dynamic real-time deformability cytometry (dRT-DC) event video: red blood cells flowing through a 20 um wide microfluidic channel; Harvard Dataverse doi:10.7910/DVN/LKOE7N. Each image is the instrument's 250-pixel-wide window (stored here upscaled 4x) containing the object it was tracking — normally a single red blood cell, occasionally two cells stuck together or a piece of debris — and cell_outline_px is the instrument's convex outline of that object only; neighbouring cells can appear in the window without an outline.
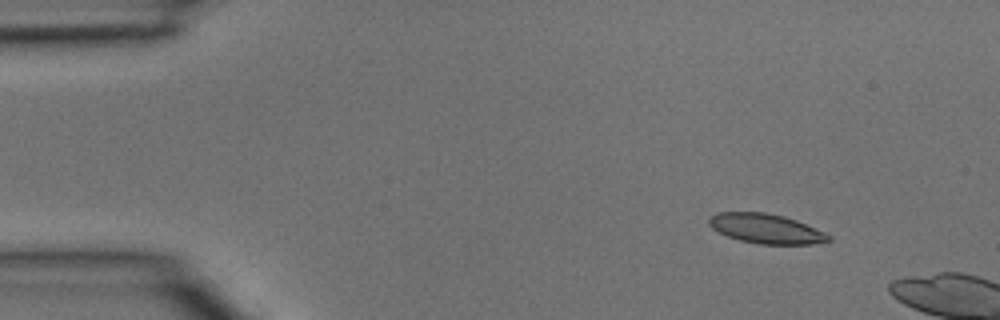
{"species": "common noctule bat (a hibernating species)", "species_latin": "Nyctalus noctula", "temperature_condition": "room temperature", "stored_images_in_passage": 6, "camera_frame_rate_fps": 3000, "um_per_image_px": 0.085, "animal": {"sex": "male", "body_mass_g": 15.6}, "frame": {"image": 1, "passage_image": 1, "time_ms": 0.0, "image_size_px": [1000, 320], "cell_outline_px": [[832, 240], [812, 244], [760, 244], [740, 240], [728, 236], [712, 228], [708, 224], [708, 216], [716, 212], [764, 212], [784, 216], [796, 220], [824, 232], [832, 236]], "centroid_in_image_um": [65.09, 19.42], "position_along_channel_um": 19.9, "area_um2": 20.63}}